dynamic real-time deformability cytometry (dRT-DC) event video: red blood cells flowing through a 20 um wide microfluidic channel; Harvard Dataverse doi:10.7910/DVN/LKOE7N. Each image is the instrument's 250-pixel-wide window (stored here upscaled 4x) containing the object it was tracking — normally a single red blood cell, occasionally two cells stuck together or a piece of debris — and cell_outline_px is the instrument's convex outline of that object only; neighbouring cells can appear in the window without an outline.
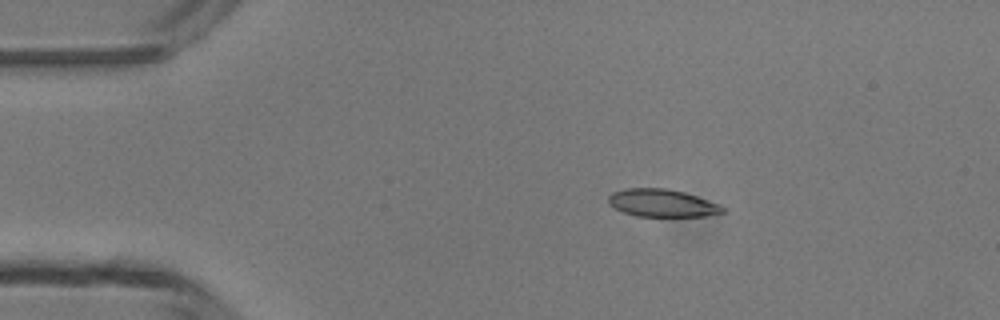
{"species": "common noctule bat (a hibernating species)", "species_latin": "Nyctalus noctula", "temperature_condition": "room temperature", "stored_images_in_passage": 3, "camera_frame_rate_fps": 3000, "um_per_image_px": 0.085, "animal": {"sex": "male", "body_mass_g": 13.3}, "frame": {"image": 1, "passage_image": 2, "time_ms": 1.0, "image_size_px": [1000, 320], "cell_outline_px": [[724, 212], [704, 216], [636, 216], [624, 212], [608, 204], [608, 196], [612, 192], [624, 188], [668, 188], [684, 192], [720, 204], [724, 208]], "centroid_in_image_um": [56.25, 17.25], "position_along_channel_um": 28.7, "area_um2": 18.38}}